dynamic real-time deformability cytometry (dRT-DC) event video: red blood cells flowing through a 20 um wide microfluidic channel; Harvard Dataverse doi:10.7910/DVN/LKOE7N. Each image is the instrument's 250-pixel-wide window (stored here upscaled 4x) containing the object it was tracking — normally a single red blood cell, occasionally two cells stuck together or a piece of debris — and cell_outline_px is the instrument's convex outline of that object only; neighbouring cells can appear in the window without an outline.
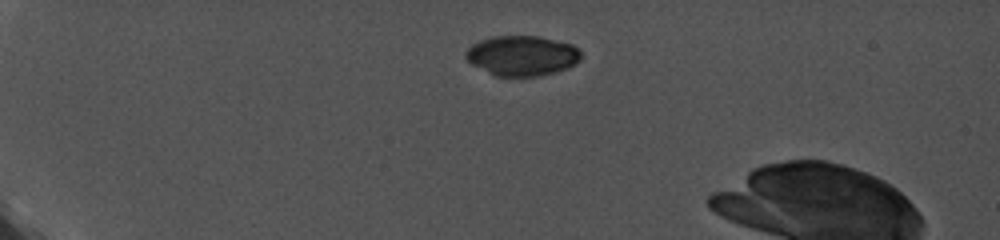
{"species": "common noctule bat (a hibernating species)", "species_latin": "Nyctalus noctula", "temperature_condition": "cold", "stored_images_in_passage": 15, "camera_frame_rate_fps": 5000, "um_per_image_px": 0.085, "animal": {"sex": "female", "body_mass_g": 19.0, "forearm_length_mm": 56.7}, "frame": {"image": 1, "passage_image": 1, "time_ms": 0.0, "image_size_px": [1000, 240], "cell_outline_px": [[580, 60], [576, 64], [568, 68], [556, 72], [540, 76], [496, 76], [472, 64], [464, 56], [464, 52], [472, 44], [480, 40], [492, 36], [540, 36], [572, 44], [580, 52]], "centroid_in_image_um": [44.37, 4.73], "position_along_channel_um": 40.6, "area_um2": 26.99}}